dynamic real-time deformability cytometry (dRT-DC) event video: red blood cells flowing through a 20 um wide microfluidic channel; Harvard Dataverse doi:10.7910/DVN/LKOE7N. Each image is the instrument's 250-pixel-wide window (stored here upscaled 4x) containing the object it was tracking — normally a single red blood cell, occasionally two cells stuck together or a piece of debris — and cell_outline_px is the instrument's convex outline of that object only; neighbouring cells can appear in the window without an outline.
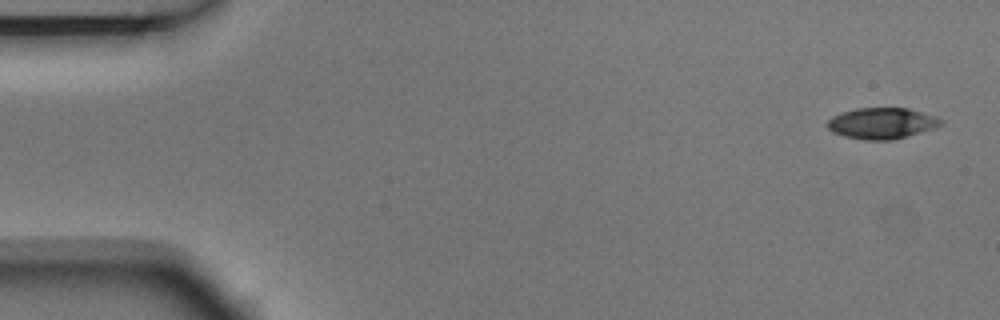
{"species": "Egyptian fruit bat (a non-hibernating species)", "species_latin": "Rousettus aegyptiacus", "temperature_condition": "room temperature", "stored_images_in_passage": 7, "camera_frame_rate_fps": 3000, "um_per_image_px": 0.085, "animal": {"sex": "male"}, "frame": {"image": 1, "passage_image": 1, "time_ms": 0.0, "image_size_px": [1000, 320], "cell_outline_px": [[944, 124], [936, 128], [908, 136], [892, 140], [864, 140], [844, 136], [832, 132], [828, 128], [828, 120], [832, 116], [856, 108], [908, 108], [936, 116], [944, 120]], "centroid_in_image_um": [75.01, 10.48], "position_along_channel_um": 10.0, "area_um2": 20.69}}
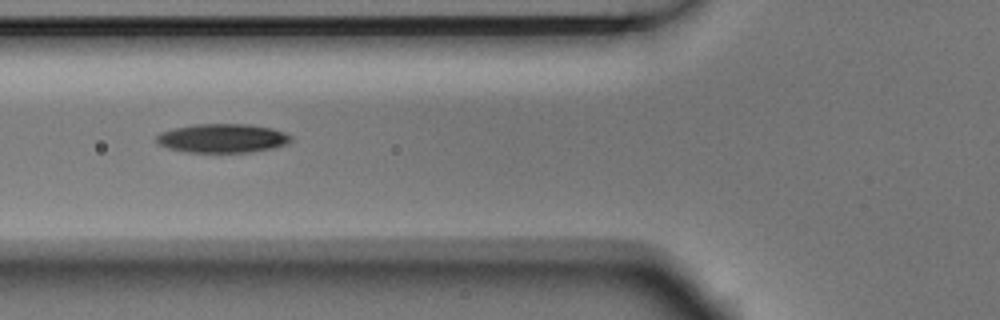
{"frame": {"image": 2, "passage_image": 6, "time_ms": 1.667, "image_size_px": [1000, 320], "cell_outline_px": [[292, 140], [288, 144], [272, 148], [252, 152], [188, 152], [168, 148], [160, 144], [156, 140], [156, 136], [160, 132], [192, 124], [248, 124], [272, 128], [284, 132], [292, 136]], "centroid_in_image_um": [18.94, 11.75], "position_along_channel_um": 106.9, "area_um2": 22.66}}
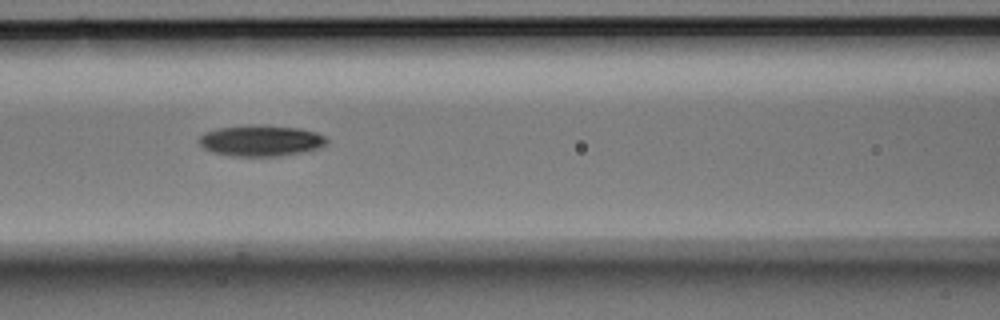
{"frame": {"image": 3, "passage_image": 7, "time_ms": 2.0, "image_size_px": [1000, 320], "cell_outline_px": [[328, 140], [320, 148], [304, 152], [280, 156], [232, 156], [212, 152], [204, 148], [196, 140], [204, 132], [220, 128], [296, 128], [316, 132], [328, 136]], "centroid_in_image_um": [22.19, 12.02], "position_along_channel_um": 144.4, "area_um2": 22.14}}